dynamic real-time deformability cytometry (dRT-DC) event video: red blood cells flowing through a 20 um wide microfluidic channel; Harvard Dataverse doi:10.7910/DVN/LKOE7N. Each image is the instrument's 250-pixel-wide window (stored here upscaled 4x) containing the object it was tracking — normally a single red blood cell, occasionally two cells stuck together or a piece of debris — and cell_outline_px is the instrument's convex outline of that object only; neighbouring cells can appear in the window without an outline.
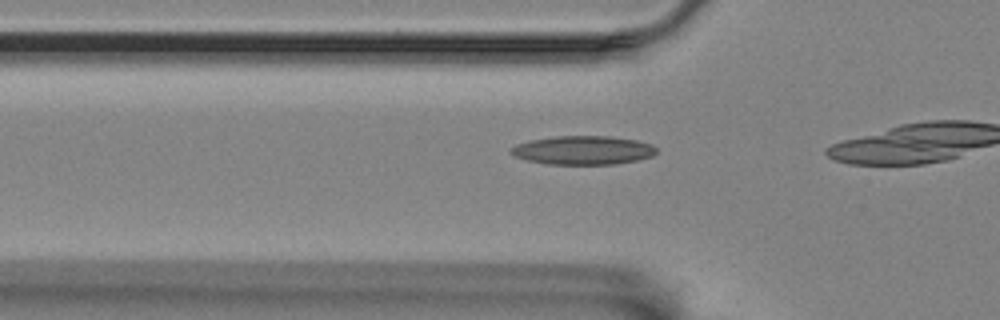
{"species": "Egyptian fruit bat (a non-hibernating species)", "species_latin": "Rousettus aegyptiacus", "temperature_condition": "room temperature", "stored_images_in_passage": 12, "camera_frame_rate_fps": 3000, "um_per_image_px": 0.085, "animal": {"sex": "female"}, "frame": {"image": 1, "passage_image": 6, "time_ms": 1.667, "image_size_px": [1000, 320], "cell_outline_px": [[656, 152], [652, 156], [636, 160], [612, 164], [548, 164], [528, 160], [516, 156], [508, 152], [516, 144], [528, 140], [556, 136], [612, 136], [636, 140], [652, 144], [656, 148]], "centroid_in_image_um": [49.55, 12.76], "position_along_channel_um": 76.2, "area_um2": 24.28}}
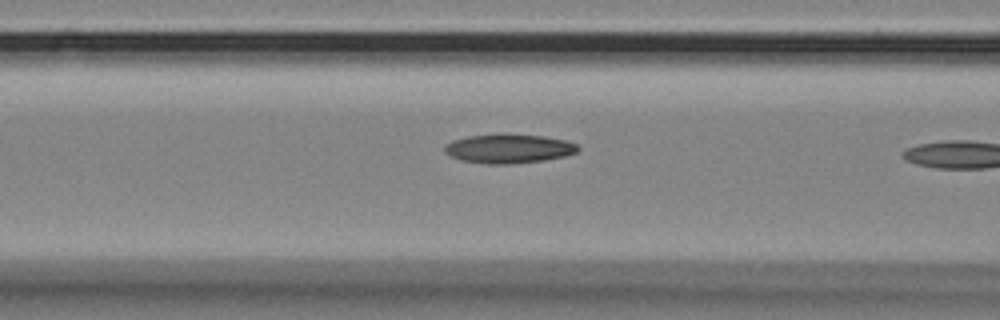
{"frame": {"image": 2, "passage_image": 10, "time_ms": 3.0, "image_size_px": [1000, 320], "cell_outline_px": [[580, 148], [576, 152], [564, 156], [544, 160], [512, 164], [488, 164], [464, 160], [452, 156], [444, 152], [444, 144], [452, 140], [468, 136], [500, 132], [508, 132], [544, 136], [564, 140], [576, 144]], "centroid_in_image_um": [43.22, 12.6], "position_along_channel_um": 123.4, "area_um2": 23.0}}